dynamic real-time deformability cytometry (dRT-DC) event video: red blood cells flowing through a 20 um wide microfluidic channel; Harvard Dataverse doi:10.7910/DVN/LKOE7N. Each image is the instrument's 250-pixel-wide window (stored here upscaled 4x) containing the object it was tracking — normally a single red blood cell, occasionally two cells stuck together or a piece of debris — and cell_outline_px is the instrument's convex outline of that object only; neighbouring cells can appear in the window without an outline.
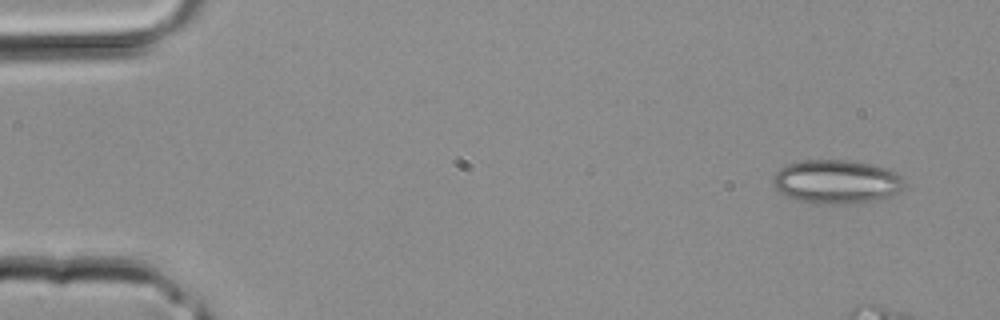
{"species": "common noctule bat (a hibernating species)", "species_latin": "Nyctalus noctula", "temperature_condition": "room temperature", "stored_images_in_passage": 4, "camera_frame_rate_fps": 3000, "um_per_image_px": 0.085, "animal": {"sex": "male", "body_mass_g": 20.4}, "frame": {"image": 1, "passage_image": 4, "time_ms": 1.0, "image_size_px": [1000, 320], "cell_outline_px": [[904, 188], [900, 192], [876, 200], [848, 204], [812, 204], [796, 200], [784, 196], [772, 184], [772, 180], [776, 172], [780, 168], [788, 164], [800, 160], [852, 160], [872, 164], [888, 168], [896, 172], [904, 180]], "centroid_in_image_um": [71.09, 15.45], "position_along_channel_um": 13.9, "area_um2": 34.04}}